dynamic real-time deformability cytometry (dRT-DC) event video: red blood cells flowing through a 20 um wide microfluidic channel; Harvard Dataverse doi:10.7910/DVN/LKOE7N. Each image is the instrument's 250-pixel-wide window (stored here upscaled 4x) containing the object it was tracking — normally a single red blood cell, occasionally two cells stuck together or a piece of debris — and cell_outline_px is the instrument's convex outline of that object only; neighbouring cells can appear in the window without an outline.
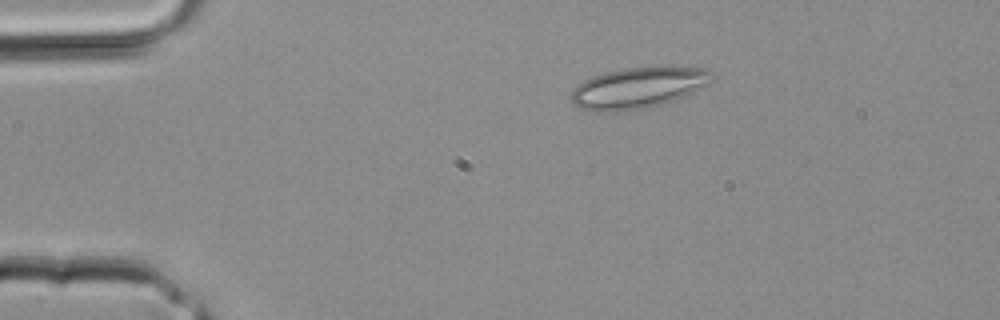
{"species": "common noctule bat (a hibernating species)", "species_latin": "Nyctalus noctula", "temperature_condition": "room temperature", "stored_images_in_passage": 2, "camera_frame_rate_fps": 3000, "um_per_image_px": 0.085, "animal": {"sex": "male", "body_mass_g": 20.4}, "frame": {"image": 1, "passage_image": 2, "time_ms": 0.333, "image_size_px": [1000, 320], "cell_outline_px": [[712, 80], [708, 84], [676, 100], [660, 104], [640, 108], [616, 112], [596, 112], [580, 108], [572, 104], [572, 92], [584, 80], [592, 76], [604, 72], [624, 68], [704, 68], [712, 72]], "centroid_in_image_um": [54.2, 7.48], "position_along_channel_um": 30.8, "area_um2": 33.0}}